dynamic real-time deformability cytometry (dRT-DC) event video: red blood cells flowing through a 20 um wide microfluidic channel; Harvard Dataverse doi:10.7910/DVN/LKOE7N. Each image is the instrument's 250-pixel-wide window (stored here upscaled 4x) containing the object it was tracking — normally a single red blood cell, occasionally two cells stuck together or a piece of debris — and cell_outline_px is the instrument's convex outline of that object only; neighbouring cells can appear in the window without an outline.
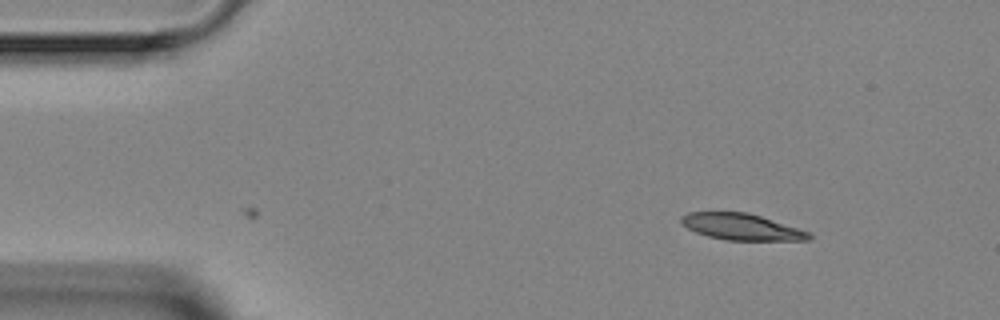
{"species": "Egyptian fruit bat (a non-hibernating species)", "species_latin": "Rousettus aegyptiacus", "temperature_condition": "room temperature", "stored_images_in_passage": 2, "camera_frame_rate_fps": 3000, "um_per_image_px": 0.085, "animal": {"sex": "female"}, "frame": {"image": 1, "passage_image": 2, "time_ms": 1.333, "image_size_px": [1000, 320], "cell_outline_px": [[812, 240], [728, 240], [708, 236], [696, 232], [688, 228], [680, 220], [680, 216], [688, 212], [748, 212], [808, 232], [812, 236]], "centroid_in_image_um": [63.0, 19.28], "position_along_channel_um": 22.0, "area_um2": 19.31}}